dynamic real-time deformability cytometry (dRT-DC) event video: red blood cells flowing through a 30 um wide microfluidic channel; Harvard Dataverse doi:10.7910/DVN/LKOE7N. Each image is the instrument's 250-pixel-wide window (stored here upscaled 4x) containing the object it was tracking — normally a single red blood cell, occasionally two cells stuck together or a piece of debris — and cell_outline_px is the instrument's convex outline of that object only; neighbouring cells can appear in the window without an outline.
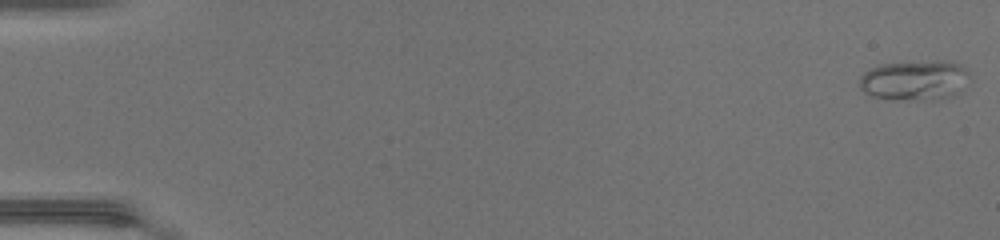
{"species": "common noctule bat (a hibernating species)", "species_latin": "Nyctalus noctula", "temperature_condition": "warm", "stored_images_in_passage": 48, "camera_frame_rate_fps": 3000, "um_per_image_px": 0.085, "animal": {"sex": "female", "body_mass_g": 17.0, "forearm_length_mm": 48.0}, "frame": {"image": 1, "passage_image": 1, "time_ms": 0.0, "image_size_px": [1000, 240], "cell_outline_px": [[972, 80], [960, 92], [952, 96], [932, 100], [872, 96], [864, 92], [860, 88], [860, 76], [868, 68], [880, 64], [940, 60], [952, 60], [960, 64], [972, 76]], "centroid_in_image_um": [77.83, 6.79], "position_along_channel_um": 7.2, "area_um2": 25.95}}
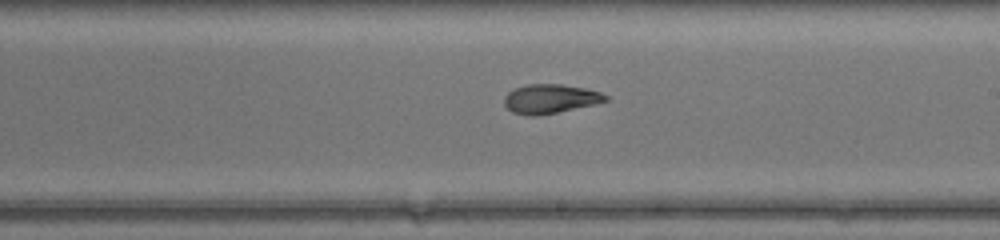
{"frame": {"image": 2, "passage_image": 29, "time_ms": 9.333, "image_size_px": [1000, 240], "cell_outline_px": [[608, 100], [592, 104], [556, 112], [536, 116], [532, 116], [512, 112], [504, 104], [504, 96], [508, 92], [516, 88], [528, 84], [560, 84], [584, 88], [600, 92], [608, 96]], "centroid_in_image_um": [46.73, 8.39], "position_along_channel_um": 242.3, "area_um2": 16.88}}
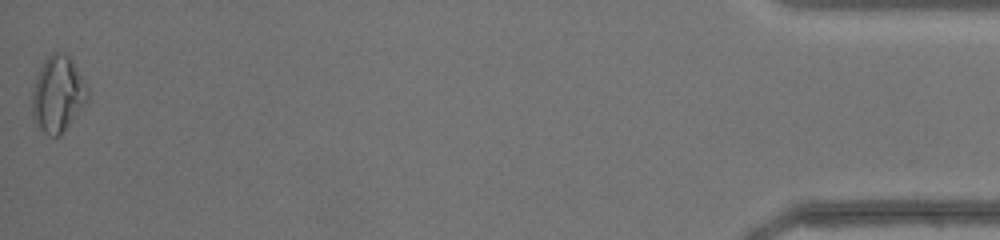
{"frame": {"image": 3, "passage_image": 48, "time_ms": 15.667, "image_size_px": [1000, 240], "cell_outline_px": [[88, 100], [60, 136], [48, 136], [36, 124], [32, 116], [32, 92], [36, 76], [44, 60], [52, 52], [64, 52], [72, 60], [88, 88]], "centroid_in_image_um": [4.9, 8.0], "position_along_channel_um": 430.3, "area_um2": 24.51}, "authors_computed_cell_mechanics": {"area_um2": 18.6116, "velocity_mm_per_s": 4.4444, "shape_relaxation_time_tau1_ms": null, "shape_relaxation_time_tau2_ms": 1.9698, "deformation_change_tau1": null, "deformation_change_tau2": 0.0813}}